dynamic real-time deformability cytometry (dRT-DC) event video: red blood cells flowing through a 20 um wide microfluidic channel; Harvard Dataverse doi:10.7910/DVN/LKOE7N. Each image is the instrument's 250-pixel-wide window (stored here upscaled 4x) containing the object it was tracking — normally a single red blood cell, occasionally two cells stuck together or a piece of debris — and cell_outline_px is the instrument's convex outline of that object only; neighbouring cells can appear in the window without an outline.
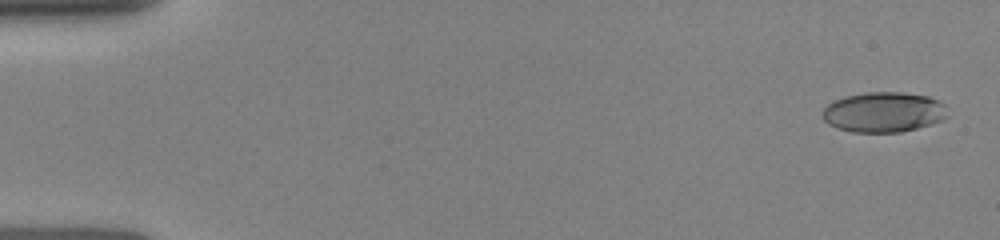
{"species": "human", "species_latin": "Homo sapiens", "temperature_condition": "room temperature", "stored_images_in_passage": 7, "camera_frame_rate_fps": 3000, "um_per_image_px": 0.085, "donor": {"sex": "female"}, "frame": {"image": 1, "passage_image": 1, "time_ms": 0.0, "image_size_px": [1000, 240], "cell_outline_px": [[948, 116], [940, 120], [916, 128], [900, 132], [852, 132], [836, 128], [828, 124], [820, 116], [820, 112], [828, 104], [844, 96], [868, 92], [904, 92], [928, 96], [940, 100], [944, 104]], "centroid_in_image_um": [75.07, 9.52], "position_along_channel_um": 9.9, "area_um2": 29.42}}
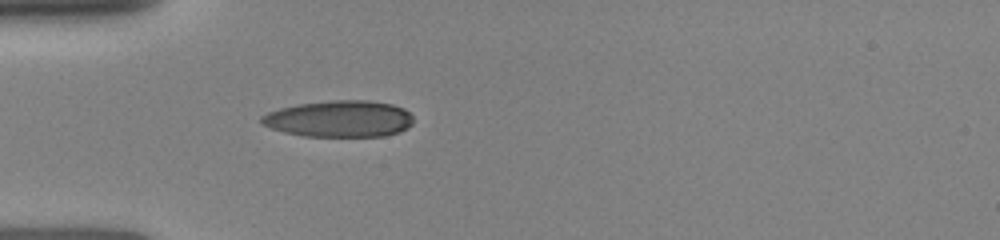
{"frame": {"image": 2, "passage_image": 7, "time_ms": 4.333, "image_size_px": [1000, 240], "cell_outline_px": [[412, 124], [408, 128], [400, 132], [384, 136], [304, 136], [284, 132], [260, 124], [260, 116], [268, 112], [280, 108], [296, 104], [332, 100], [368, 100], [392, 104], [404, 108], [412, 116]], "centroid_in_image_um": [28.84, 10.09], "position_along_channel_um": 56.2, "area_um2": 32.54}}